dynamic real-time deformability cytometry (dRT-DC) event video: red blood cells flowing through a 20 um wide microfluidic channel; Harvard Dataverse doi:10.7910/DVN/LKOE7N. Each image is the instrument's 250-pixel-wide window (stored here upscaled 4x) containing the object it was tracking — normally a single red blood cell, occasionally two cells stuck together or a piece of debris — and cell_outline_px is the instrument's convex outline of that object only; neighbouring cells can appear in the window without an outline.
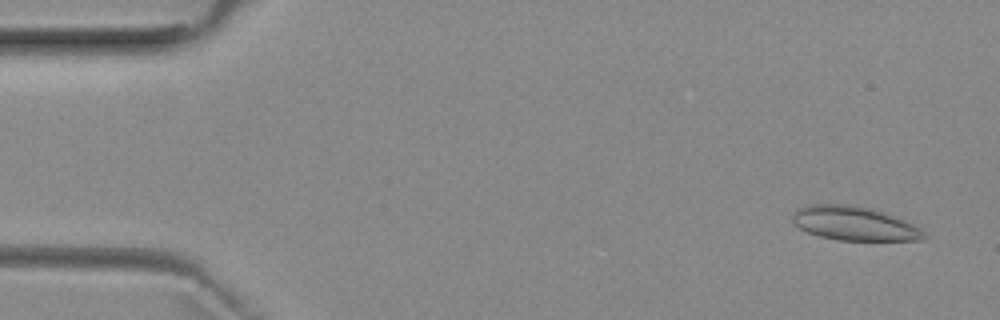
{"species": "common noctule bat (a hibernating species)", "species_latin": "Nyctalus noctula", "temperature_condition": "room temperature", "stored_images_in_passage": 14, "camera_frame_rate_fps": 3000, "um_per_image_px": 0.085, "animal": {"sex": "female", "body_mass_g": 29.2, "forearm_length_mm": 56.3}, "frame": {"image": 1, "passage_image": 3, "time_ms": 0.667, "image_size_px": [1000, 320], "cell_outline_px": [[924, 236], [920, 240], [840, 240], [820, 236], [808, 232], [800, 228], [792, 220], [792, 212], [800, 208], [812, 204], [856, 204], [892, 216], [912, 224], [920, 228], [924, 232]], "centroid_in_image_um": [72.56, 18.99], "position_along_channel_um": 12.4, "area_um2": 25.55}}